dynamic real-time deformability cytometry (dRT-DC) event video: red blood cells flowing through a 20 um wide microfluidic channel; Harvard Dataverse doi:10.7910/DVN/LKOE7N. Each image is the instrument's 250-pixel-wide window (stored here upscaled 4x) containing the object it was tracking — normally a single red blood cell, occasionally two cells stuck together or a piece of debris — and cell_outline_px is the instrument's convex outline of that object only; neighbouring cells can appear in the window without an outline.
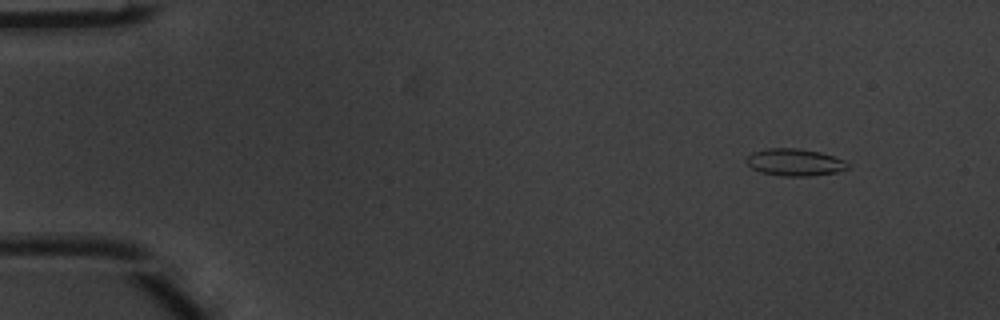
{"species": "common noctule bat (a hibernating species)", "species_latin": "Nyctalus noctula", "temperature_condition": "warm", "stored_images_in_passage": 4, "camera_frame_rate_fps": 3000, "um_per_image_px": 0.085, "animal": {"sex": "male", "body_mass_g": 20.1, "forearm_length_mm": 53.5}, "frame": {"image": 1, "passage_image": 1, "time_ms": 0.0, "image_size_px": [1000, 320], "cell_outline_px": [[848, 168], [836, 172], [808, 176], [784, 176], [760, 172], [752, 168], [744, 160], [752, 152], [768, 148], [800, 148], [820, 152], [844, 160], [848, 164]], "centroid_in_image_um": [67.52, 13.79], "position_along_channel_um": 17.5, "area_um2": 15.95}}